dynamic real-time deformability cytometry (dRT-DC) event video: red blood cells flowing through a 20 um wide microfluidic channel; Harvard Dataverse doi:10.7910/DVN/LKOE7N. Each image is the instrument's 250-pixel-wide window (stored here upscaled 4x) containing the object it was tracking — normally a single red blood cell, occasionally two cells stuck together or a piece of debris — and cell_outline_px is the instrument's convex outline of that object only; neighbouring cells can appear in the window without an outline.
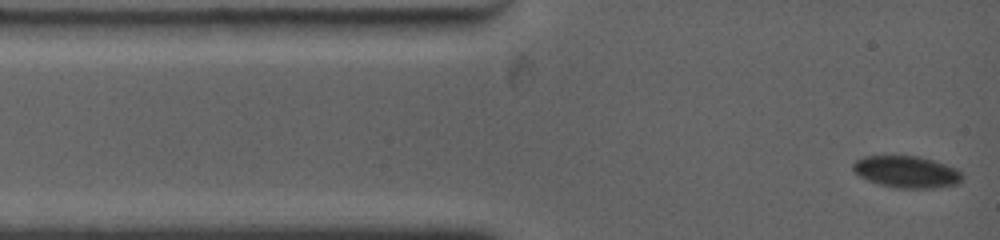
{"species": "common noctule bat (a hibernating species)", "species_latin": "Nyctalus noctula", "temperature_condition": "warm", "stored_images_in_passage": 44, "camera_frame_rate_fps": 4500, "um_per_image_px": 0.085, "animal": {"sex": "female", "body_mass_g": 19.0, "forearm_length_mm": 53.3}, "frame": {"image": 1, "passage_image": 1, "time_ms": 0.0, "image_size_px": [1000, 240], "cell_outline_px": [[964, 176], [960, 184], [932, 188], [896, 188], [880, 184], [868, 180], [860, 176], [852, 168], [852, 164], [856, 160], [864, 156], [916, 156], [932, 160], [956, 168]], "centroid_in_image_um": [77.08, 14.61], "position_along_channel_um": 7.9, "area_um2": 20.17}}
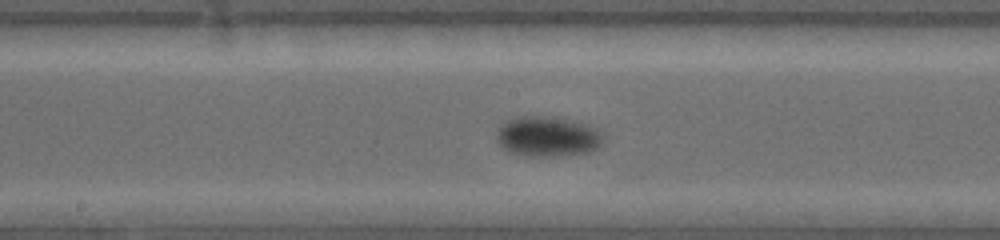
{"frame": {"image": 2, "passage_image": 19, "time_ms": 6.667, "image_size_px": [1000, 240], "cell_outline_px": [[600, 144], [596, 148], [588, 152], [564, 156], [524, 156], [512, 152], [504, 148], [496, 140], [496, 132], [508, 120], [524, 116], [536, 116], [564, 120], [584, 124], [592, 128], [600, 136]], "centroid_in_image_um": [46.46, 11.64], "position_along_channel_um": 201.7, "area_um2": 23.99}}
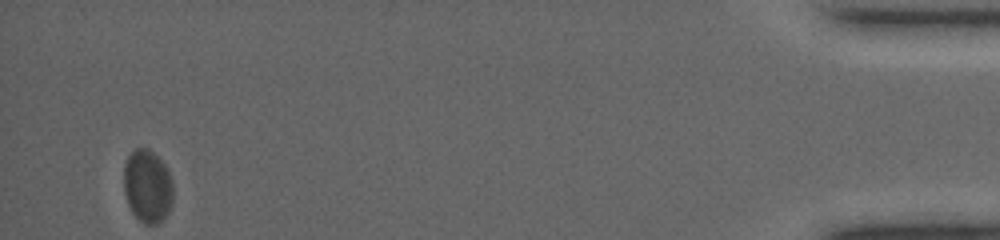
{"frame": {"image": 3, "passage_image": 44, "time_ms": 16.444, "image_size_px": [1000, 240], "cell_outline_px": [[172, 200], [168, 212], [156, 224], [144, 224], [132, 212], [128, 204], [124, 192], [124, 164], [128, 156], [136, 148], [148, 148], [168, 168], [172, 180]], "centroid_in_image_um": [12.53, 15.81], "position_along_channel_um": 422.7, "area_um2": 20.81}, "authors_computed_cell_mechanics": {"area_um2": 21.675, "velocity_mm_per_s": 3.5642, "shape_relaxation_time_tau1_ms": 2.2779, "shape_relaxation_time_tau2_ms": null, "deformation_change_tau1": 0.0779, "deformation_change_tau2": null}}